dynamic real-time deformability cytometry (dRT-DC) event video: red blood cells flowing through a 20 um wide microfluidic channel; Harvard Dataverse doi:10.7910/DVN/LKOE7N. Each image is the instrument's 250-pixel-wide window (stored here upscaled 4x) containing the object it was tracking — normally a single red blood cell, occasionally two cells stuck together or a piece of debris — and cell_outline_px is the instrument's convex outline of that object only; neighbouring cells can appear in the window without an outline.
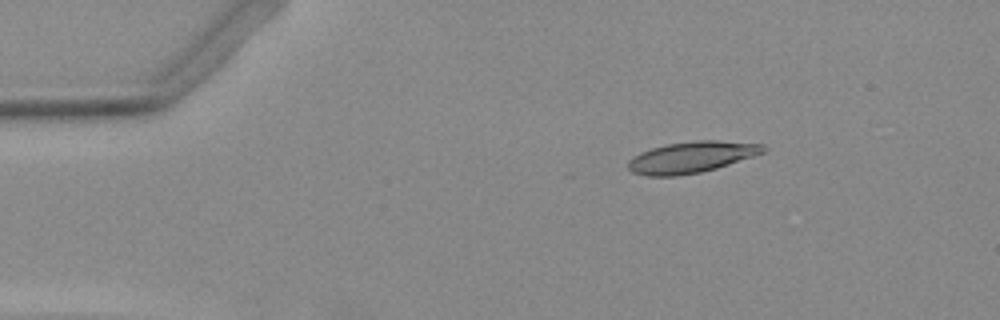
{"species": "Egyptian fruit bat (a non-hibernating species)", "species_latin": "Rousettus aegyptiacus", "temperature_condition": "warm", "stored_images_in_passage": 12, "camera_frame_rate_fps": 3000, "um_per_image_px": 0.085, "animal": {"sex": "female"}, "frame": {"image": 1, "passage_image": 1, "time_ms": 0.0, "image_size_px": [1000, 320], "cell_outline_px": [[768, 148], [764, 152], [716, 168], [700, 172], [676, 176], [648, 176], [632, 172], [628, 168], [628, 160], [632, 156], [640, 152], [652, 148], [668, 144], [696, 140], [716, 140], [764, 144]], "centroid_in_image_um": [58.75, 13.35], "position_along_channel_um": 26.2, "area_um2": 24.51}}
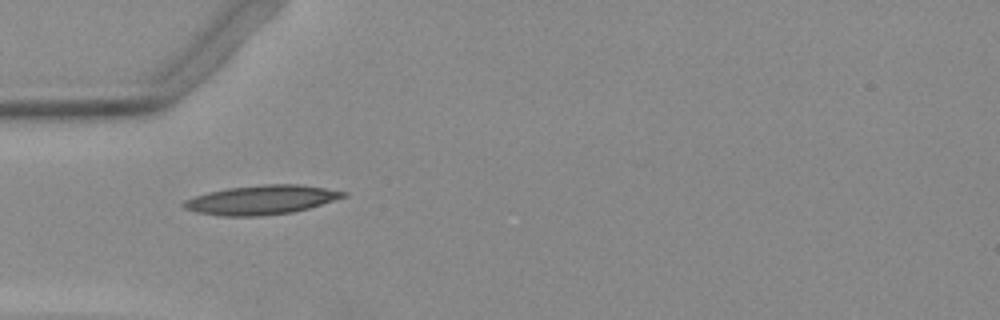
{"frame": {"image": 2, "passage_image": 9, "time_ms": 2.667, "image_size_px": [1000, 320], "cell_outline_px": [[348, 196], [308, 208], [292, 212], [260, 216], [220, 216], [196, 212], [184, 208], [180, 204], [184, 200], [208, 192], [228, 188], [264, 184], [300, 184], [348, 192]], "centroid_in_image_um": [22.21, 16.99], "position_along_channel_um": 62.8, "area_um2": 27.11}}
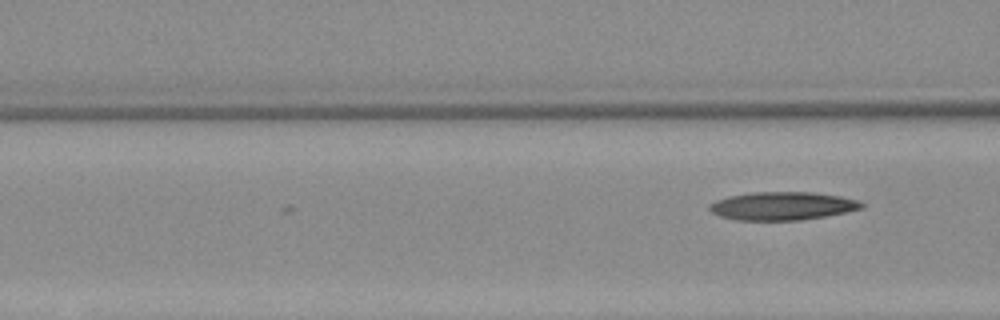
{"frame": {"image": 3, "passage_image": 12, "time_ms": 3.667, "image_size_px": [1000, 320], "cell_outline_px": [[864, 208], [824, 216], [800, 220], [736, 220], [720, 216], [712, 212], [708, 208], [708, 204], [716, 200], [728, 196], [752, 192], [812, 192], [840, 196], [860, 200], [864, 204]], "centroid_in_image_um": [66.49, 17.5], "position_along_channel_um": 100.1, "area_um2": 25.03}}